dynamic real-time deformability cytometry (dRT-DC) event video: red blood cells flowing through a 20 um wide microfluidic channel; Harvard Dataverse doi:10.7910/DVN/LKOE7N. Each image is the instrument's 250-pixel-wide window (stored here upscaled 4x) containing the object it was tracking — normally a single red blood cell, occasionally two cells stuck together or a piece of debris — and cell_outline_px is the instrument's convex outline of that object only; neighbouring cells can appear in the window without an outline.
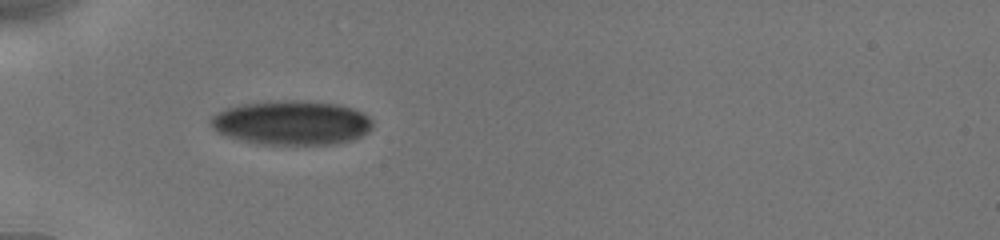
{"species": "human", "species_latin": "Homo sapiens", "temperature_condition": "cold", "stored_images_in_passage": 30, "camera_frame_rate_fps": 3000, "um_per_image_px": 0.085, "donor": {"sex": "male"}, "frame": {"image": 1, "passage_image": 1, "time_ms": 0.0, "image_size_px": [1000, 240], "cell_outline_px": [[372, 128], [368, 132], [352, 140], [336, 144], [256, 144], [228, 136], [216, 132], [212, 128], [208, 120], [212, 116], [224, 108], [244, 104], [280, 100], [300, 100], [336, 104], [352, 108], [368, 116], [372, 120]], "centroid_in_image_um": [24.76, 10.44], "position_along_channel_um": 60.2, "area_um2": 41.85}}
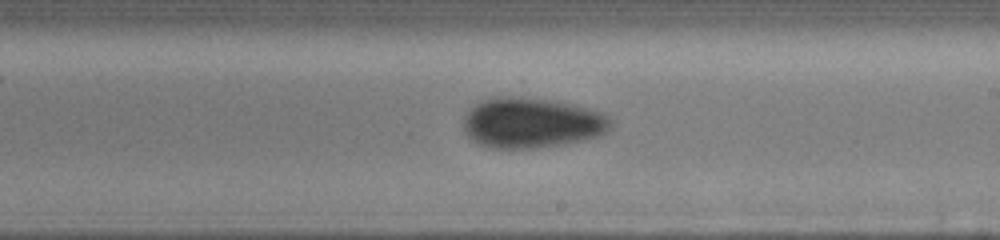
{"frame": {"image": 2, "passage_image": 12, "time_ms": 5.0, "image_size_px": [1000, 240], "cell_outline_px": [[612, 124], [600, 136], [568, 144], [536, 148], [488, 148], [476, 144], [468, 136], [464, 128], [464, 116], [476, 104], [484, 100], [496, 96], [520, 96], [556, 100], [604, 112], [612, 120]], "centroid_in_image_um": [45.21, 10.44], "position_along_channel_um": 243.8, "area_um2": 43.75}}
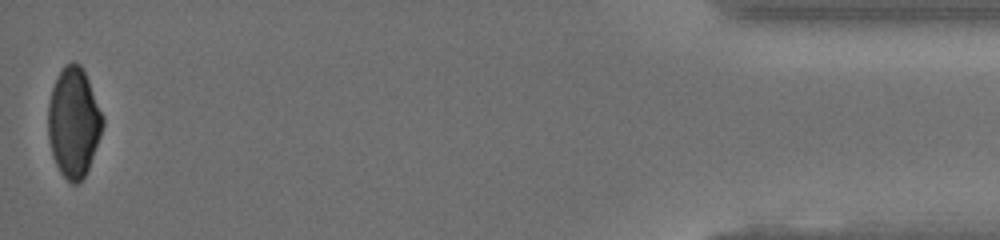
{"frame": {"image": 3, "passage_image": 30, "time_ms": 11.667, "image_size_px": [1000, 240], "cell_outline_px": [[104, 124], [100, 136], [88, 168], [84, 176], [76, 184], [72, 184], [60, 172], [52, 156], [48, 136], [48, 104], [52, 88], [64, 64], [72, 60], [80, 64], [88, 80], [104, 116]], "centroid_in_image_um": [6.25, 10.38], "position_along_channel_um": 428.9, "area_um2": 34.74}, "authors_computed_cell_mechanics": {"area_um2": 41.616, "velocity_mm_per_s": 3.9091, "shape_relaxation_time_tau1_ms": 3.0369, "shape_relaxation_time_tau2_ms": null, "deformation_change_tau1": 0.0839, "deformation_change_tau2": null}}